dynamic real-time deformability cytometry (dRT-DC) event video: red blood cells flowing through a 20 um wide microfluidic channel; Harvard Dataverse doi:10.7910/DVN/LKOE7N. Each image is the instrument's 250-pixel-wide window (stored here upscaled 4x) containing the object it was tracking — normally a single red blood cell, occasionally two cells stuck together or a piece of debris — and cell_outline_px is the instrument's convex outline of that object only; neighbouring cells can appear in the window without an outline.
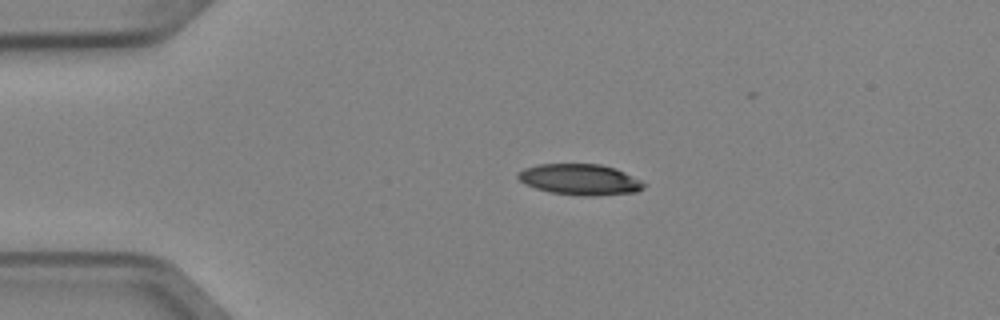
{"species": "Egyptian fruit bat (a non-hibernating species)", "species_latin": "Rousettus aegyptiacus", "temperature_condition": "cold", "stored_images_in_passage": 3, "camera_frame_rate_fps": 3000, "um_per_image_px": 0.085, "animal": {"sex": "female"}, "frame": {"image": 1, "passage_image": 2, "time_ms": 0.333, "image_size_px": [1000, 320], "cell_outline_px": [[644, 188], [636, 192], [596, 196], [580, 196], [552, 192], [536, 188], [520, 180], [516, 176], [524, 168], [536, 164], [600, 164], [616, 168], [640, 180], [644, 184]], "centroid_in_image_um": [49.31, 15.25], "position_along_channel_um": 35.7, "area_um2": 22.54}}